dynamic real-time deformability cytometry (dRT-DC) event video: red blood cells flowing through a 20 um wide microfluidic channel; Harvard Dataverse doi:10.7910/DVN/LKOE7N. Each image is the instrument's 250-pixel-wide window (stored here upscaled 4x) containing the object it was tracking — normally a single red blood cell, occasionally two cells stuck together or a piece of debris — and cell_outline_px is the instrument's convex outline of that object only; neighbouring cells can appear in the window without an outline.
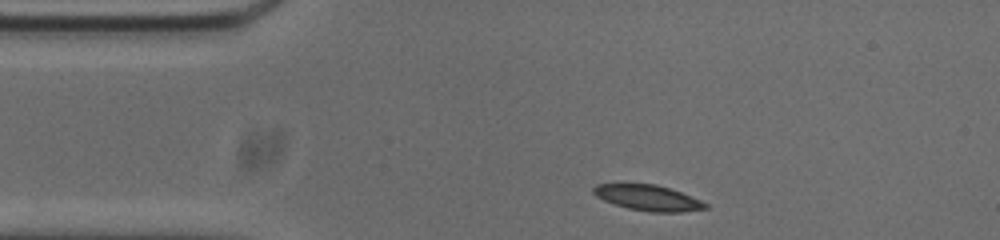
{"species": "common noctule bat (a hibernating species)", "species_latin": "Nyctalus noctula", "temperature_condition": "cold", "stored_images_in_passage": 45, "camera_frame_rate_fps": 3000, "um_per_image_px": 0.085, "animal": {"sex": "male", "body_mass_g": 20.0, "forearm_length_mm": 53.3}, "frame": {"image": 1, "passage_image": 1, "time_ms": 0.0, "image_size_px": [1000, 240], "cell_outline_px": [[708, 208], [680, 212], [652, 212], [628, 208], [604, 200], [596, 196], [592, 192], [592, 188], [596, 184], [656, 184], [680, 192], [700, 200], [708, 204]], "centroid_in_image_um": [55.07, 16.81], "position_along_channel_um": 29.9, "area_um2": 16.47}}
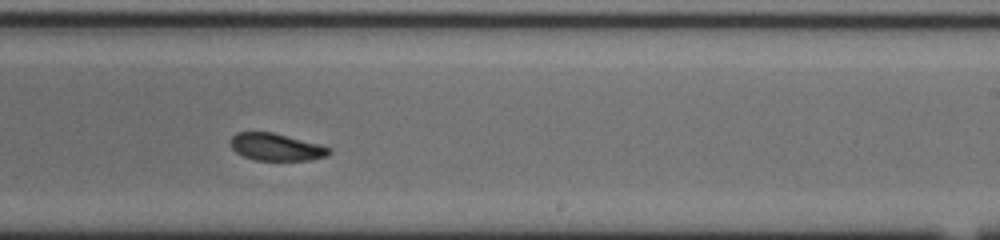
{"frame": {"image": 2, "passage_image": 23, "time_ms": 7.333, "image_size_px": [1000, 240], "cell_outline_px": [[332, 152], [328, 156], [308, 160], [256, 160], [244, 156], [236, 152], [232, 148], [232, 136], [236, 132], [272, 132], [320, 144], [332, 148]], "centroid_in_image_um": [23.52, 12.5], "position_along_channel_um": 265.5, "area_um2": 15.61}}
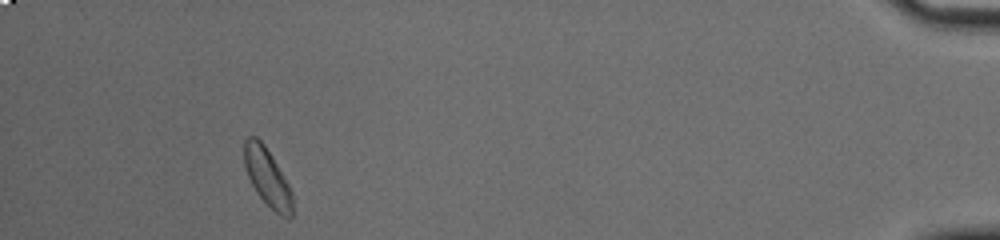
{"frame": {"image": 3, "passage_image": 41, "time_ms": 13.333, "image_size_px": [1000, 240], "cell_outline_px": [[292, 216], [288, 220], [280, 216], [256, 192], [248, 176], [244, 164], [244, 140], [248, 136], [256, 136], [264, 144], [272, 156], [288, 184], [292, 192]], "centroid_in_image_um": [22.72, 15.06], "position_along_channel_um": 412.5, "area_um2": 16.13}, "authors_computed_cell_mechanics": {"area_um2": 16.473, "velocity_mm_per_s": 3.7192, "shape_relaxation_time_tau1_ms": 2.8187, "shape_relaxation_time_tau2_ms": null, "deformation_change_tau1": 0.0845, "deformation_change_tau2": null}}